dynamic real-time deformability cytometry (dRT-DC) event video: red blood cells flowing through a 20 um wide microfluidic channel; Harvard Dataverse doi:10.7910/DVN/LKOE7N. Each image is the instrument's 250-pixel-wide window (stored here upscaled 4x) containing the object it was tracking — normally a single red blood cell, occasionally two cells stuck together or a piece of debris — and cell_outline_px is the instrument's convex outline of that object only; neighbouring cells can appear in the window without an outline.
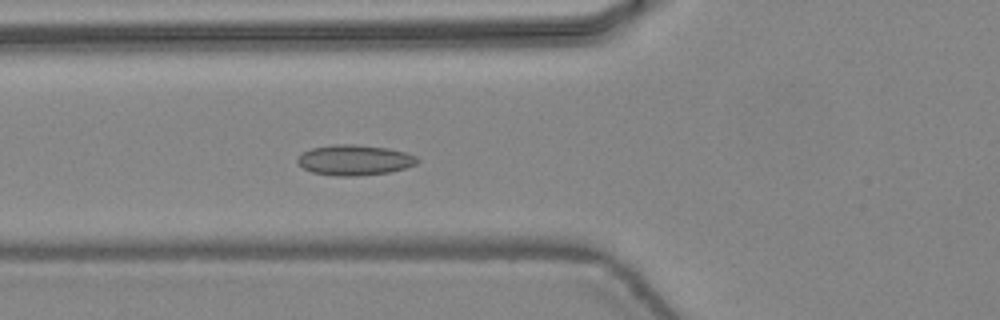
{"species": "common noctule bat (a hibernating species)", "species_latin": "Nyctalus noctula", "temperature_condition": "warm", "stored_images_in_passage": 34, "camera_frame_rate_fps": 3000, "um_per_image_px": 0.085, "animal": {"sex": "female", "body_mass_g": 24.6, "forearm_length_mm": 56.2}, "frame": {"image": 1, "passage_image": 6, "time_ms": 1.667, "image_size_px": [1000, 320], "cell_outline_px": [[420, 160], [416, 164], [392, 172], [356, 176], [336, 176], [312, 172], [304, 168], [296, 160], [304, 152], [312, 148], [336, 144], [352, 144], [388, 148], [404, 152], [416, 156]], "centroid_in_image_um": [30.16, 13.61], "position_along_channel_um": 95.6, "area_um2": 21.1}}
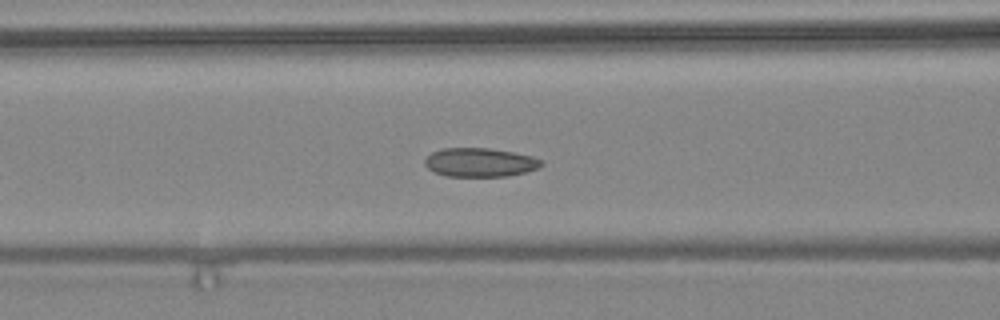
{"frame": {"image": 2, "passage_image": 8, "time_ms": 2.333, "image_size_px": [1000, 320], "cell_outline_px": [[544, 164], [536, 168], [524, 172], [508, 176], [448, 176], [436, 172], [428, 168], [424, 164], [424, 160], [432, 152], [444, 148], [488, 148], [512, 152], [532, 156], [544, 160]], "centroid_in_image_um": [40.81, 13.8], "position_along_channel_um": 125.8, "area_um2": 19.42}}
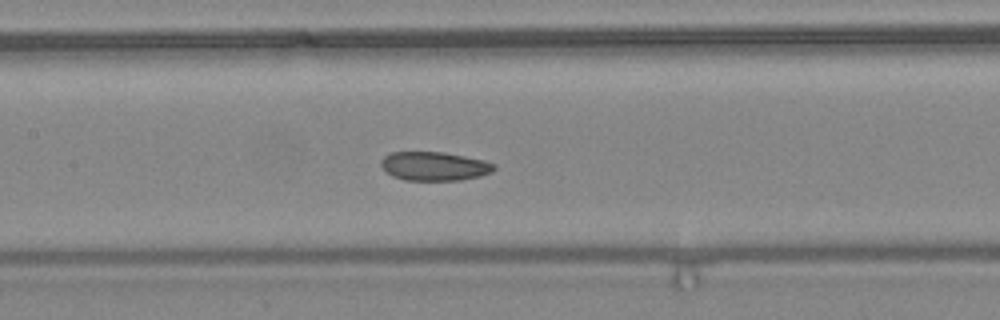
{"frame": {"image": 3, "passage_image": 11, "time_ms": 3.333, "image_size_px": [1000, 320], "cell_outline_px": [[496, 168], [492, 172], [480, 176], [460, 180], [404, 180], [392, 176], [380, 164], [380, 160], [384, 156], [392, 152], [444, 152], [484, 160], [496, 164]], "centroid_in_image_um": [36.94, 14.12], "position_along_channel_um": 170.5, "area_um2": 19.02}}